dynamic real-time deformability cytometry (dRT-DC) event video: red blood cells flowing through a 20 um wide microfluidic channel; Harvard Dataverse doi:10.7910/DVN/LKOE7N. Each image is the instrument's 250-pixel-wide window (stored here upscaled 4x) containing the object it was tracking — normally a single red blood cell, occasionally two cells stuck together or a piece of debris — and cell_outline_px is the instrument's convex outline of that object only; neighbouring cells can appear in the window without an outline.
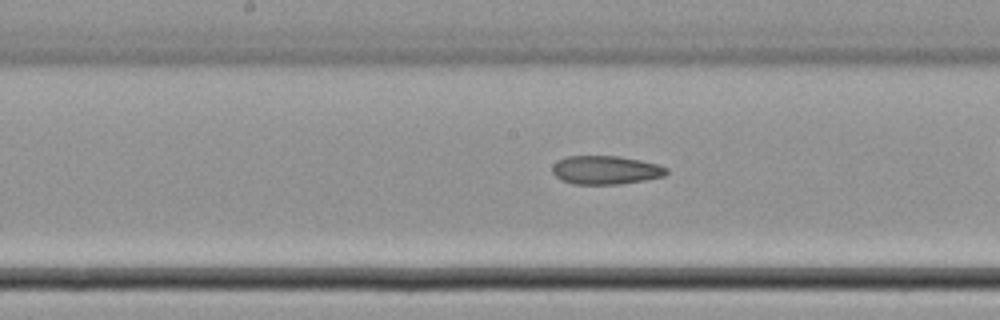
{"species": "common noctule bat (a hibernating species)", "species_latin": "Nyctalus noctula", "temperature_condition": "cold", "stored_images_in_passage": 21, "camera_frame_rate_fps": 3000, "um_per_image_px": 0.085, "animal": {"sex": "female", "body_mass_g": 22.7, "forearm_length_mm": 54.2}, "frame": {"image": 1, "passage_image": 7, "time_ms": 2.0, "image_size_px": [1000, 320], "cell_outline_px": [[668, 172], [664, 176], [644, 180], [620, 184], [572, 184], [560, 180], [552, 172], [552, 164], [556, 160], [568, 156], [620, 156], [640, 160], [656, 164], [668, 168]], "centroid_in_image_um": [51.44, 14.45], "position_along_channel_um": 196.8, "area_um2": 19.13}}
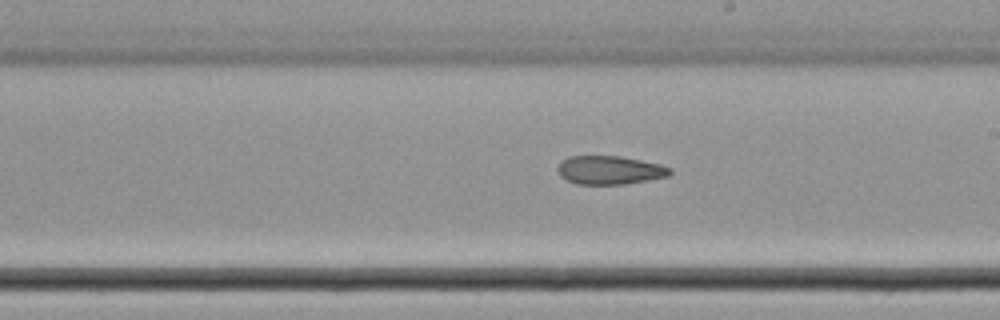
{"frame": {"image": 2, "passage_image": 10, "time_ms": 3.0, "image_size_px": [1000, 320], "cell_outline_px": [[672, 172], [668, 176], [624, 184], [576, 184], [560, 176], [556, 168], [568, 156], [620, 156], [660, 164], [672, 168]], "centroid_in_image_um": [51.83, 14.46], "position_along_channel_um": 237.2, "area_um2": 18.55}}